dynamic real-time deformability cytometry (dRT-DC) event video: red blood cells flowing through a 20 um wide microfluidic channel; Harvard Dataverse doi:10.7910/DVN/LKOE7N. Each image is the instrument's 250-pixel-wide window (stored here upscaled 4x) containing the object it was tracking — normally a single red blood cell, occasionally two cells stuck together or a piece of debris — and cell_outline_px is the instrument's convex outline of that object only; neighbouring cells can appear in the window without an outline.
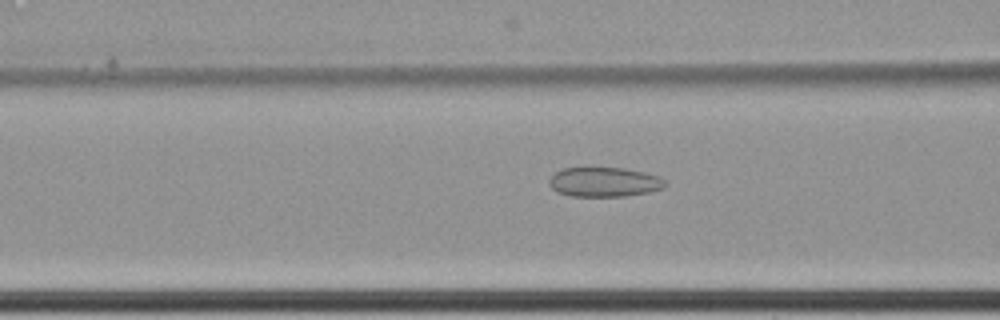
{"species": "common noctule bat (a hibernating species)", "species_latin": "Nyctalus noctula", "temperature_condition": "cold", "stored_images_in_passage": 63, "camera_frame_rate_fps": 3000, "um_per_image_px": 0.085, "animal": {"sex": "female", "body_mass_g": 22.7, "forearm_length_mm": 54.2}, "frame": {"image": 1, "passage_image": 28, "time_ms": 9.0, "image_size_px": [1000, 320], "cell_outline_px": [[668, 184], [664, 188], [648, 192], [624, 196], [572, 196], [556, 192], [548, 184], [548, 180], [556, 172], [564, 168], [624, 168], [644, 172], [660, 176]], "centroid_in_image_um": [51.38, 15.47], "position_along_channel_um": 115.2, "area_um2": 20.0}}
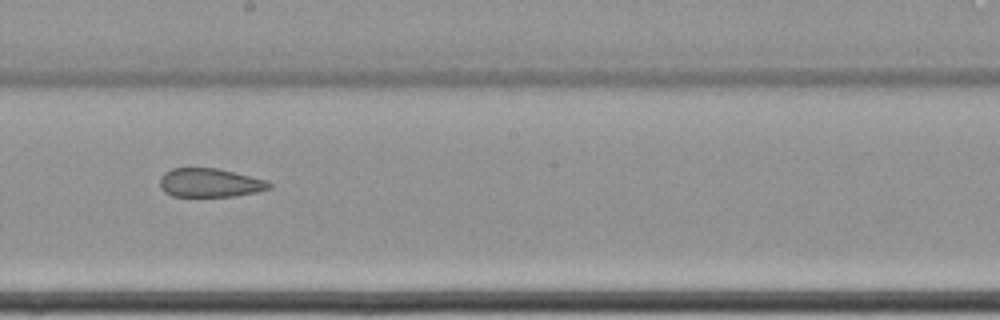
{"frame": {"image": 2, "passage_image": 38, "time_ms": 12.333, "image_size_px": [1000, 320], "cell_outline_px": [[272, 188], [256, 192], [236, 196], [172, 196], [164, 192], [160, 188], [160, 176], [164, 172], [172, 168], [216, 168], [264, 180], [272, 184]], "centroid_in_image_um": [17.79, 15.54], "position_along_channel_um": 230.4, "area_um2": 18.21}}
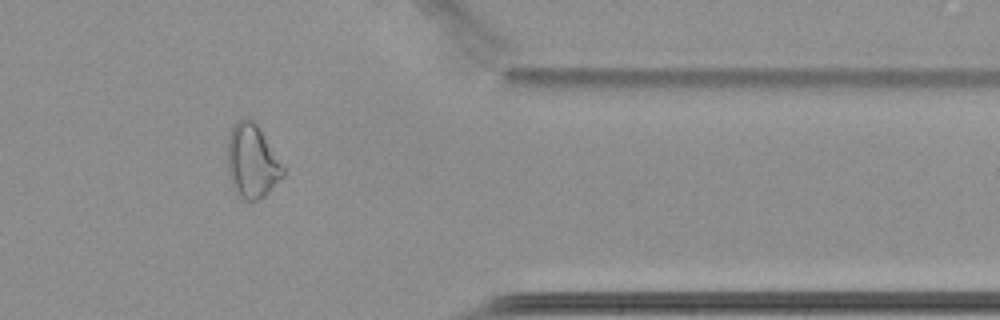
{"frame": {"image": 3, "passage_image": 53, "time_ms": 17.333, "image_size_px": [1000, 320], "cell_outline_px": [[284, 176], [264, 196], [256, 200], [244, 200], [236, 192], [232, 184], [228, 172], [228, 132], [244, 116], [252, 120], [260, 128], [284, 168]], "centroid_in_image_um": [21.42, 13.7], "position_along_channel_um": 390.0, "area_um2": 23.58}, "authors_computed_cell_mechanics": {"area_um2": 24.5072, "velocity_mm_per_s": 3.4528, "shape_relaxation_time_tau1_ms": null, "shape_relaxation_time_tau2_ms": 4.0383, "deformation_change_tau1": null, "deformation_change_tau2": 0.1179}}